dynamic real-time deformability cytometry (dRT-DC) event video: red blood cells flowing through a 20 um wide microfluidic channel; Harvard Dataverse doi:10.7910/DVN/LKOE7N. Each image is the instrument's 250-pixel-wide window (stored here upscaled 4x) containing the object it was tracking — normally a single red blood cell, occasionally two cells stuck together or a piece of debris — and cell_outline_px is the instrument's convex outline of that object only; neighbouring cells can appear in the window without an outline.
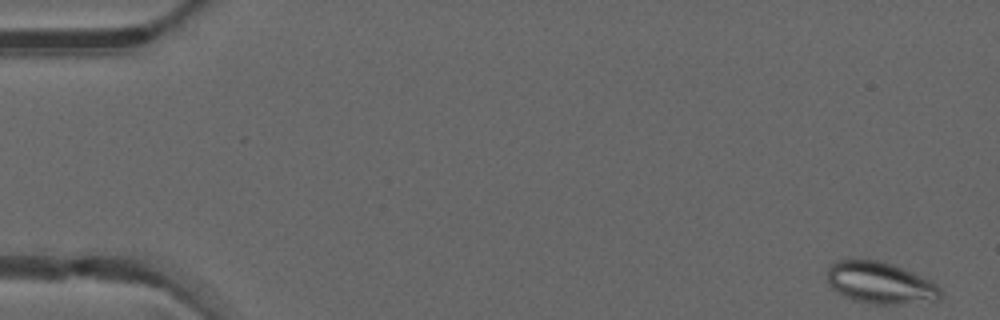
{"species": "common noctule bat (a hibernating species)", "species_latin": "Nyctalus noctula", "temperature_condition": "warm", "stored_images_in_passage": 49, "camera_frame_rate_fps": 3000, "um_per_image_px": 0.085, "animal": {"sex": "male", "forearm_length_mm": 52.5}, "frame": {"image": 1, "passage_image": 1, "time_ms": 0.0, "image_size_px": [1000, 320], "cell_outline_px": [[944, 292], [940, 300], [900, 304], [868, 304], [852, 300], [836, 292], [828, 284], [828, 264], [840, 260], [880, 260], [892, 264], [912, 272], [936, 284]], "centroid_in_image_um": [74.82, 24.06], "position_along_channel_um": 10.2, "area_um2": 27.74}}
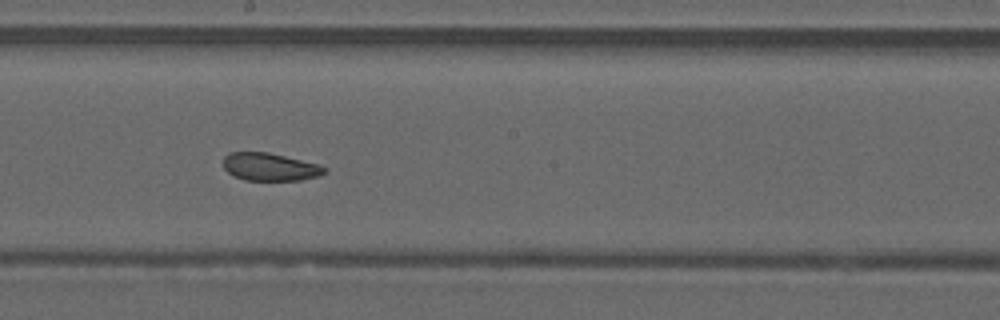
{"frame": {"image": 2, "passage_image": 27, "time_ms": 8.667, "image_size_px": [1000, 320], "cell_outline_px": [[328, 168], [320, 176], [300, 180], [244, 180], [228, 172], [224, 168], [224, 156], [228, 152], [268, 152], [316, 164]], "centroid_in_image_um": [22.92, 14.18], "position_along_channel_um": 225.3, "area_um2": 16.18}}
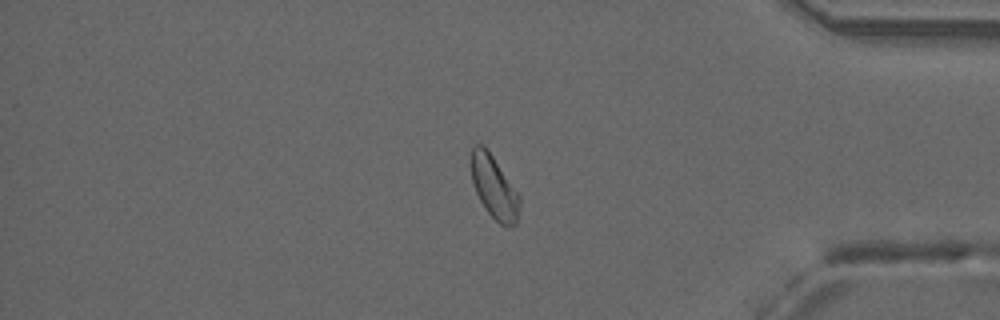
{"frame": {"image": 3, "passage_image": 41, "time_ms": 13.333, "image_size_px": [1000, 320], "cell_outline_px": [[520, 204], [516, 224], [508, 228], [500, 224], [484, 208], [476, 192], [472, 180], [468, 160], [472, 144], [484, 144], [520, 196]], "centroid_in_image_um": [41.95, 15.87], "position_along_channel_um": 393.3, "area_um2": 18.03}, "authors_computed_cell_mechanics": {"area_um2": 18.3804, "velocity_mm_per_s": 4.1505, "shape_relaxation_time_tau1_ms": null, "shape_relaxation_time_tau2_ms": 2.7468, "deformation_change_tau1": null, "deformation_change_tau2": 0.0693}}